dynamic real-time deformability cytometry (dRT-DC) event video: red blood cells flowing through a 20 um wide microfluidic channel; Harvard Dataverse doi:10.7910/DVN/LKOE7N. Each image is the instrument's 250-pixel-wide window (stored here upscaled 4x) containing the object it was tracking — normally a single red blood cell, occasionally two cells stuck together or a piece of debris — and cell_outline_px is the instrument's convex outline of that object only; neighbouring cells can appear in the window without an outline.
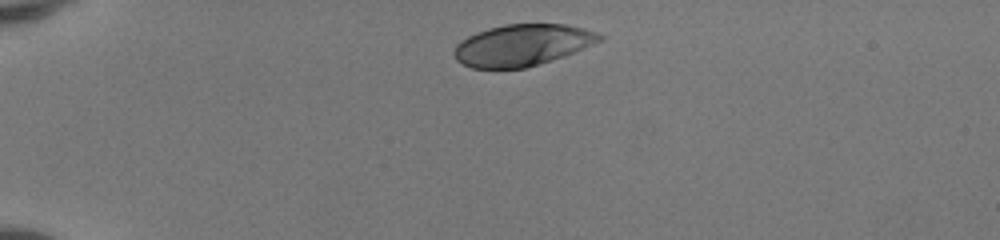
{"species": "human", "species_latin": "Homo sapiens", "temperature_condition": "room temperature", "stored_images_in_passage": 33, "camera_frame_rate_fps": 3000, "um_per_image_px": 0.085, "donor": {"sex": "female"}, "frame": {"image": 1, "passage_image": 1, "time_ms": 0.0, "image_size_px": [1000, 240], "cell_outline_px": [[604, 40], [564, 56], [552, 60], [524, 68], [472, 68], [456, 60], [452, 52], [456, 44], [460, 40], [476, 32], [488, 28], [504, 24], [564, 24], [584, 28], [596, 32], [604, 36]], "centroid_in_image_um": [44.39, 3.82], "position_along_channel_um": 40.6, "area_um2": 35.32}}
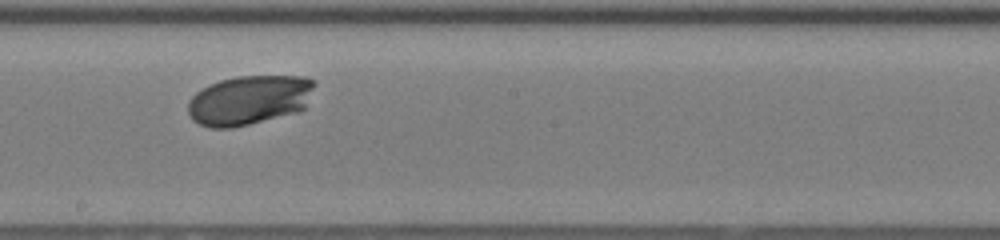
{"frame": {"image": 2, "passage_image": 19, "time_ms": 6.0, "image_size_px": [1000, 240], "cell_outline_px": [[316, 84], [304, 108], [296, 112], [232, 128], [212, 128], [200, 124], [192, 120], [188, 112], [188, 100], [196, 92], [220, 80], [236, 76], [304, 76], [316, 80]], "centroid_in_image_um": [21.18, 8.49], "position_along_channel_um": 227.0, "area_um2": 36.41}}
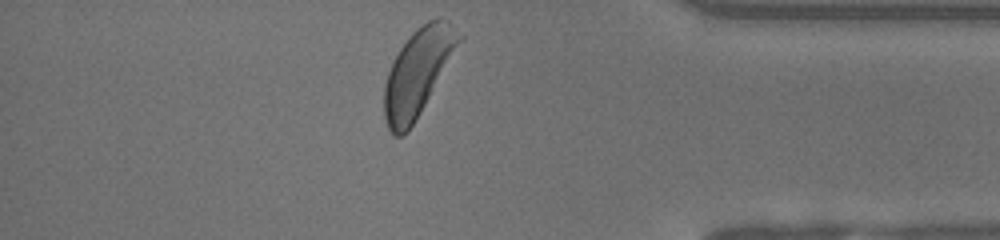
{"frame": {"image": 3, "passage_image": 33, "time_ms": 10.667, "image_size_px": [1000, 240], "cell_outline_px": [[464, 36], [420, 112], [412, 124], [400, 136], [392, 136], [388, 128], [384, 116], [384, 84], [388, 72], [400, 48], [412, 32], [416, 28], [428, 20], [436, 16], [440, 16], [448, 20]], "centroid_in_image_um": [35.52, 6.09], "position_along_channel_um": 399.7, "area_um2": 37.17}, "authors_computed_cell_mechanics": {"area_um2": 36.4718, "velocity_mm_per_s": 4.0835, "shape_relaxation_time_tau1_ms": 1.3544, "shape_relaxation_time_tau2_ms": null, "deformation_change_tau1": 0.1364, "deformation_change_tau2": null}}